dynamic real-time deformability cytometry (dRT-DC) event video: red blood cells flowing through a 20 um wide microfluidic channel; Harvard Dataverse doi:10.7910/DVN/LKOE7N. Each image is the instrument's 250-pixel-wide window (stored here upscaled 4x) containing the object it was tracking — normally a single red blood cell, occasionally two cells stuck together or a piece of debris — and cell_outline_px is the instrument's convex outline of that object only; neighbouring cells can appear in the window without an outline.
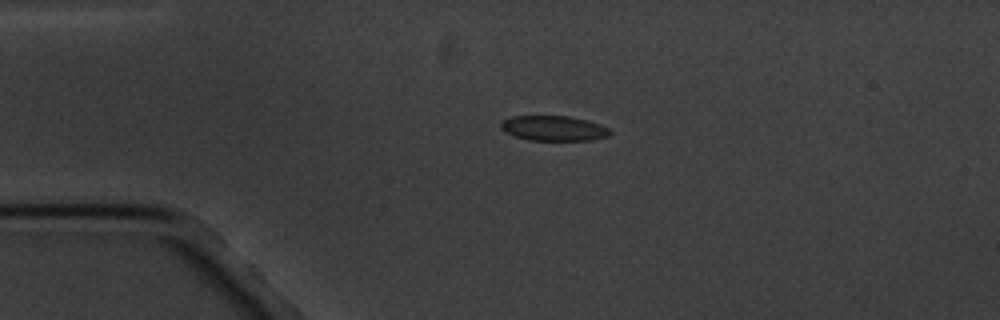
{"species": "common noctule bat (a hibernating species)", "species_latin": "Nyctalus noctula", "temperature_condition": "cold", "stored_images_in_passage": 5, "camera_frame_rate_fps": 3000, "um_per_image_px": 0.085, "animal": {"sex": "male", "body_mass_g": 20.1, "forearm_length_mm": 53.5}, "frame": {"image": 1, "passage_image": 3, "time_ms": 2.667, "image_size_px": [1000, 320], "cell_outline_px": [[612, 132], [608, 136], [592, 140], [528, 140], [504, 132], [500, 128], [500, 124], [504, 120], [512, 116], [568, 116], [588, 120], [600, 124], [608, 128]], "centroid_in_image_um": [47.07, 10.9], "position_along_channel_um": 37.9, "area_um2": 15.95}}
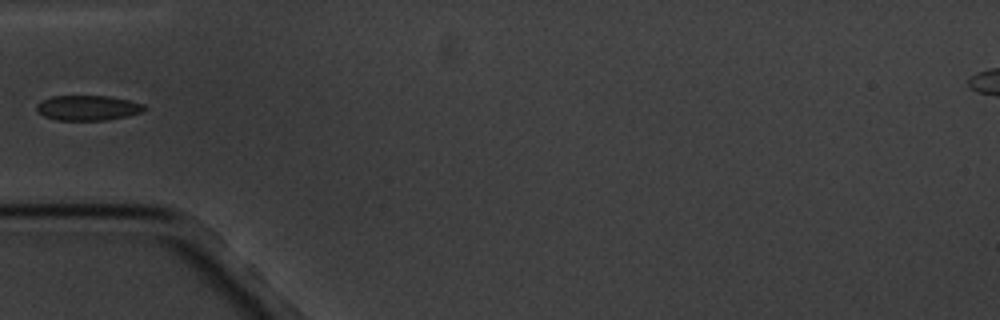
{"frame": {"image": 2, "passage_image": 5, "time_ms": 4.667, "image_size_px": [1000, 320], "cell_outline_px": [[144, 112], [128, 116], [104, 120], [56, 120], [44, 116], [36, 108], [36, 104], [52, 96], [108, 96], [128, 100], [144, 104]], "centroid_in_image_um": [7.48, 9.17], "position_along_channel_um": 77.5, "area_um2": 15.61}}